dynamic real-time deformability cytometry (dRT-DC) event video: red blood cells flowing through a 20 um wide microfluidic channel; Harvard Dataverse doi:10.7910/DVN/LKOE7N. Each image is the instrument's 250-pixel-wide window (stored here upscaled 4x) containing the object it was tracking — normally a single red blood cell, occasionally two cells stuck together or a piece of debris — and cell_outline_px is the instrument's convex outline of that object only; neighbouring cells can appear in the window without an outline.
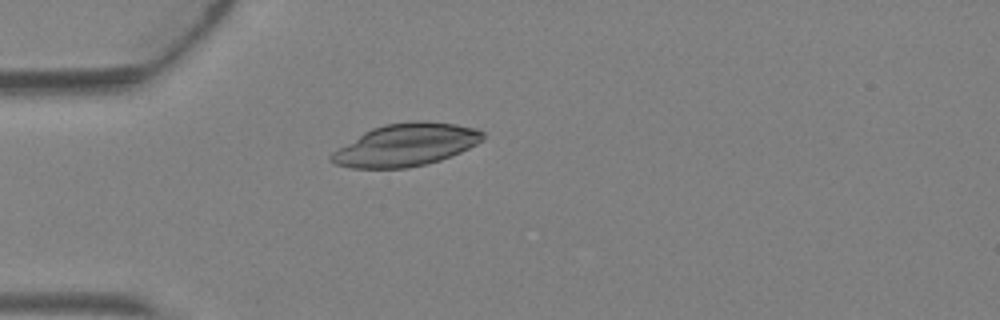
{"species": "Egyptian fruit bat (a non-hibernating species)", "species_latin": "Rousettus aegyptiacus", "temperature_condition": "warm", "stored_images_in_passage": 5, "camera_frame_rate_fps": 3000, "um_per_image_px": 0.085, "animal": {"sex": "female"}, "frame": {"image": 1, "passage_image": 5, "time_ms": 1.333, "image_size_px": [1000, 320], "cell_outline_px": [[484, 140], [460, 152], [440, 160], [408, 168], [352, 168], [336, 164], [328, 156], [332, 152], [364, 132], [372, 128], [384, 124], [416, 120], [428, 120], [456, 124], [476, 128], [484, 132]], "centroid_in_image_um": [34.52, 12.3], "position_along_channel_um": 50.5, "area_um2": 37.45}}